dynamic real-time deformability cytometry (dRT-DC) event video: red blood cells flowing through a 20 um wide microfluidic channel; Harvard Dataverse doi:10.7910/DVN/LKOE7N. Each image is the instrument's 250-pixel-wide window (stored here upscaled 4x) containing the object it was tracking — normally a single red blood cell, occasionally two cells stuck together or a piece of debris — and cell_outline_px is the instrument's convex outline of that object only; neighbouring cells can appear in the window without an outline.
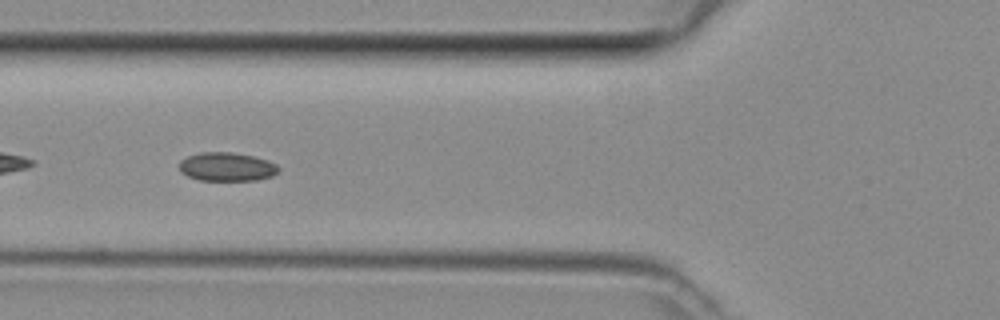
{"species": "common noctule bat (a hibernating species)", "species_latin": "Nyctalus noctula", "temperature_condition": "room temperature", "stored_images_in_passage": 17, "camera_frame_rate_fps": 3000, "um_per_image_px": 0.085, "animal": {"sex": "female", "body_mass_g": 29.2, "forearm_length_mm": 56.3}, "frame": {"image": 1, "passage_image": 8, "time_ms": 2.333, "image_size_px": [1000, 320], "cell_outline_px": [[280, 172], [272, 176], [256, 180], [200, 180], [188, 176], [180, 172], [180, 160], [188, 156], [200, 152], [232, 152], [252, 156], [268, 160], [276, 164], [280, 168]], "centroid_in_image_um": [19.3, 14.17], "position_along_channel_um": 106.5, "area_um2": 16.65}}